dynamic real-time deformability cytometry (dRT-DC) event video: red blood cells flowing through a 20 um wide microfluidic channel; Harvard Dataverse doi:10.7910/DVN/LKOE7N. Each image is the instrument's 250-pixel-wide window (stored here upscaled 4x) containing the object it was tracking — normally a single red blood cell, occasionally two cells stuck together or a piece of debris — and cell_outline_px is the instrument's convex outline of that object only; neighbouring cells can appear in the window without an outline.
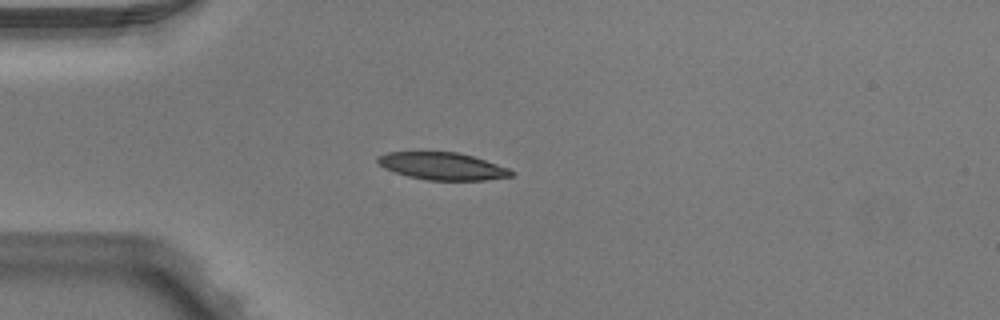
{"species": "Egyptian fruit bat (a non-hibernating species)", "species_latin": "Rousettus aegyptiacus", "temperature_condition": "warm", "stored_images_in_passage": 3, "camera_frame_rate_fps": 3000, "um_per_image_px": 0.085, "animal": {"sex": "male"}, "frame": {"image": 1, "passage_image": 3, "time_ms": 0.667, "image_size_px": [1000, 320], "cell_outline_px": [[512, 176], [484, 180], [428, 180], [408, 176], [384, 168], [376, 160], [380, 156], [388, 152], [456, 152], [472, 156], [508, 168], [512, 172]], "centroid_in_image_um": [37.59, 14.12], "position_along_channel_um": 47.4, "area_um2": 20.87}}